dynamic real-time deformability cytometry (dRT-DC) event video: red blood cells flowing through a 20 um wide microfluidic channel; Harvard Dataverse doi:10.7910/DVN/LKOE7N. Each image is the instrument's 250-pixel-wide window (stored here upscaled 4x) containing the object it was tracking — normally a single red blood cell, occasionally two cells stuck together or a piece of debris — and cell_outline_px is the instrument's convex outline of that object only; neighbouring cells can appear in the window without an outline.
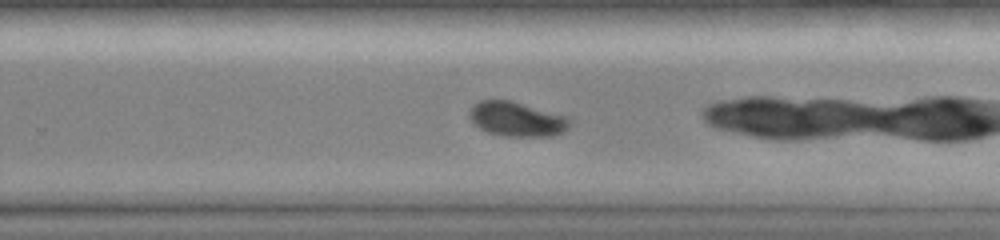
{"species": "common noctule bat (a hibernating species)", "species_latin": "Nyctalus noctula", "temperature_condition": "room temperature", "stored_images_in_passage": 29, "camera_frame_rate_fps": 3000, "um_per_image_px": 0.085, "animal": {"sex": "female", "body_mass_g": 19.0, "forearm_length_mm": 51.5}, "frame": {"image": 1, "passage_image": 28, "time_ms": 9.0, "image_size_px": [1000, 240], "cell_outline_px": [[572, 124], [564, 132], [552, 136], [504, 136], [488, 132], [472, 124], [468, 116], [468, 112], [480, 100], [512, 100], [572, 116]], "centroid_in_image_um": [44.0, 10.12], "position_along_channel_um": 285.8, "area_um2": 20.81}}